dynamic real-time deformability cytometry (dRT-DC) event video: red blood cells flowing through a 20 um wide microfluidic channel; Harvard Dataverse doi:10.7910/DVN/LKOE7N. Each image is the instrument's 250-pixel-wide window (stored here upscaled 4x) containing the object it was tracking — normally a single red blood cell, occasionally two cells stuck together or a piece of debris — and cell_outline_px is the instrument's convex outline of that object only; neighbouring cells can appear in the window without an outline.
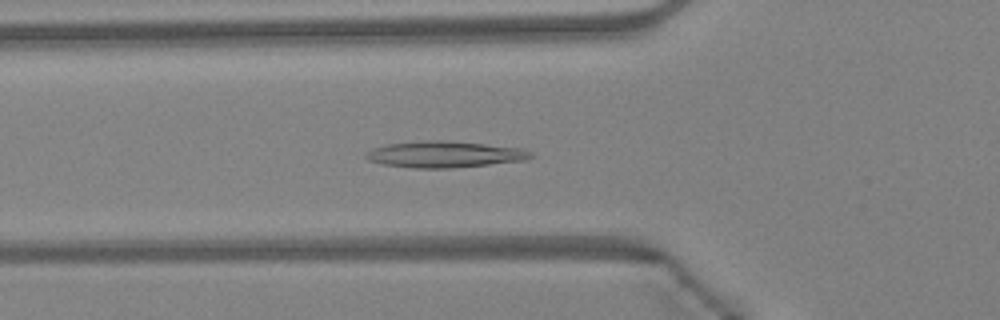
{"species": "Egyptian fruit bat (a non-hibernating species)", "species_latin": "Rousettus aegyptiacus", "temperature_condition": "warm", "stored_images_in_passage": 46, "camera_frame_rate_fps": 3000, "um_per_image_px": 0.085, "animal": {"sex": "female"}, "frame": {"image": 1, "passage_image": 16, "time_ms": 5.0, "image_size_px": [1000, 320], "cell_outline_px": [[532, 156], [524, 160], [452, 168], [412, 168], [380, 164], [368, 160], [364, 156], [372, 148], [388, 144], [432, 140], [484, 144], [524, 148], [532, 152]], "centroid_in_image_um": [37.76, 13.13], "position_along_channel_um": 88.0, "area_um2": 24.97}}
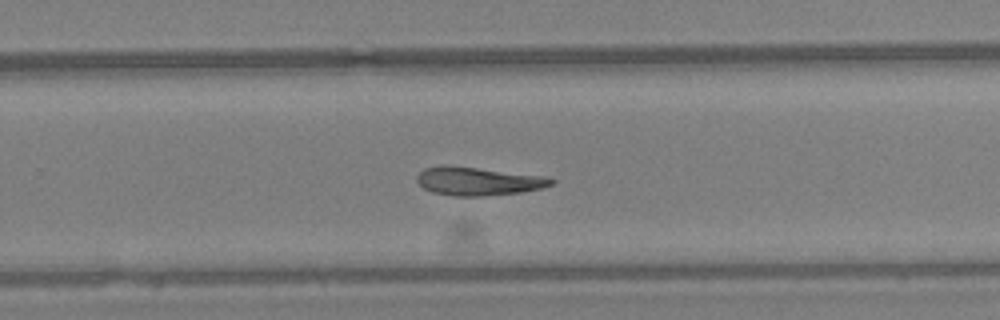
{"frame": {"image": 2, "passage_image": 30, "time_ms": 9.667, "image_size_px": [1000, 320], "cell_outline_px": [[556, 180], [552, 184], [544, 188], [520, 192], [484, 196], [452, 196], [432, 192], [424, 188], [416, 180], [416, 176], [424, 168], [476, 168], [544, 176]], "centroid_in_image_um": [40.7, 15.45], "position_along_channel_um": 289.1, "area_um2": 21.39}}
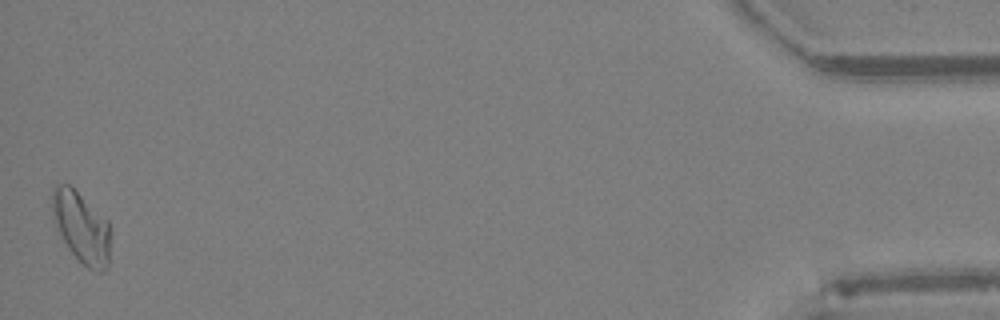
{"frame": {"image": 3, "passage_image": 46, "time_ms": 15.0, "image_size_px": [1000, 320], "cell_outline_px": [[112, 232], [108, 268], [104, 272], [96, 272], [88, 268], [68, 248], [56, 224], [52, 208], [52, 188], [56, 184], [68, 184], [108, 220], [112, 228]], "centroid_in_image_um": [6.99, 19.35], "position_along_channel_um": 428.2, "area_um2": 24.16}}